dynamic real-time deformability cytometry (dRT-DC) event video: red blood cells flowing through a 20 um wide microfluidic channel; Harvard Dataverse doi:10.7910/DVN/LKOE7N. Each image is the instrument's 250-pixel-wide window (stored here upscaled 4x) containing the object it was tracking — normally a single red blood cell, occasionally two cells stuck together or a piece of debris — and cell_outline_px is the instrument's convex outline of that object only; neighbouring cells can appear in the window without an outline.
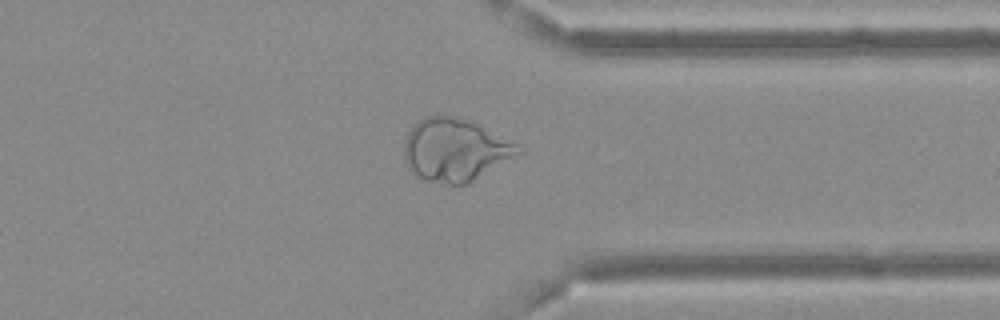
{"species": "Egyptian fruit bat (a non-hibernating species)", "species_latin": "Rousettus aegyptiacus", "temperature_condition": "cold", "stored_images_in_passage": 54, "camera_frame_rate_fps": 3000, "um_per_image_px": 0.085, "frame": {"image": 1, "passage_image": 42, "time_ms": 13.667, "image_size_px": [1000, 320], "cell_outline_px": [[524, 152], [468, 184], [448, 184], [428, 180], [416, 176], [408, 168], [404, 160], [404, 140], [408, 132], [424, 116], [456, 116], [472, 120], [516, 144]], "centroid_in_image_um": [38.68, 12.74], "position_along_channel_um": 372.7, "area_um2": 41.73}}
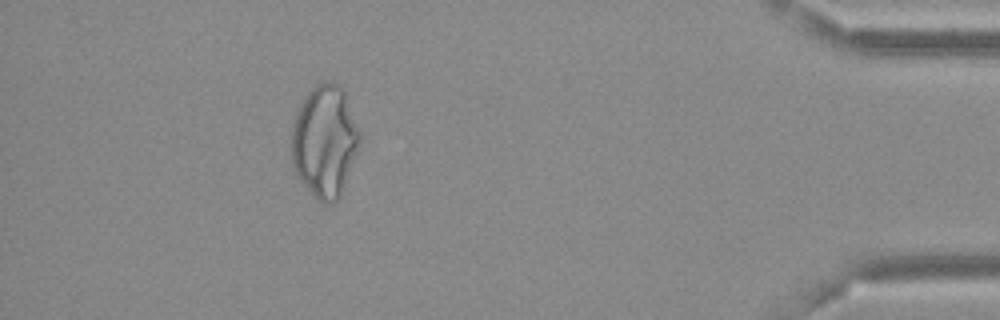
{"frame": {"image": 2, "passage_image": 49, "time_ms": 16.0, "image_size_px": [1000, 320], "cell_outline_px": [[360, 144], [340, 196], [332, 204], [320, 204], [312, 196], [300, 180], [292, 164], [292, 124], [300, 104], [304, 96], [316, 84], [324, 80], [340, 84], [344, 92], [360, 132]], "centroid_in_image_um": [27.59, 12.02], "position_along_channel_um": 407.6, "area_um2": 44.62}}